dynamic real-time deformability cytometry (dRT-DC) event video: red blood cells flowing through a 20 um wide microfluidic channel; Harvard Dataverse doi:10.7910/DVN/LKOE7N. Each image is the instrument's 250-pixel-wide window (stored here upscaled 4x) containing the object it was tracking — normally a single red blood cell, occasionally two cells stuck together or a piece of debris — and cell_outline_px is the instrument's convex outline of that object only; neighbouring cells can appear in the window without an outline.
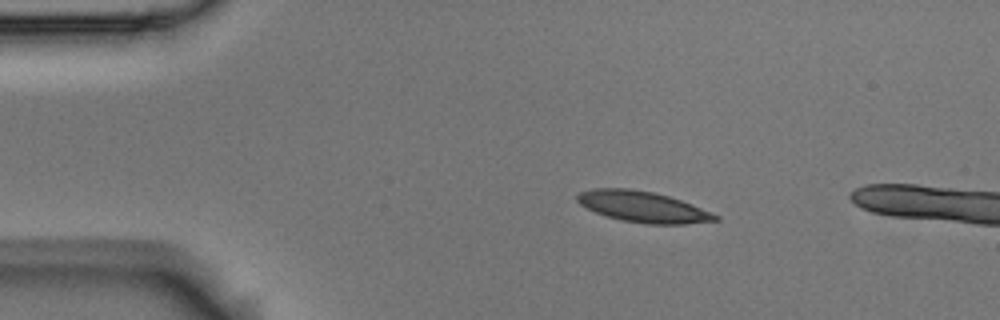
{"species": "Egyptian fruit bat (a non-hibernating species)", "species_latin": "Rousettus aegyptiacus", "temperature_condition": "room temperature", "stored_images_in_passage": 2, "camera_frame_rate_fps": 3000, "um_per_image_px": 0.085, "animal": {"sex": "male"}, "frame": {"image": 1, "passage_image": 1, "time_ms": 0.0, "image_size_px": [1000, 320], "cell_outline_px": [[720, 220], [684, 224], [644, 224], [620, 220], [596, 212], [580, 204], [576, 200], [576, 196], [580, 192], [596, 188], [632, 188], [652, 192], [668, 196], [692, 204], [712, 212], [720, 216]], "centroid_in_image_um": [54.67, 17.58], "position_along_channel_um": 30.3, "area_um2": 24.85}}